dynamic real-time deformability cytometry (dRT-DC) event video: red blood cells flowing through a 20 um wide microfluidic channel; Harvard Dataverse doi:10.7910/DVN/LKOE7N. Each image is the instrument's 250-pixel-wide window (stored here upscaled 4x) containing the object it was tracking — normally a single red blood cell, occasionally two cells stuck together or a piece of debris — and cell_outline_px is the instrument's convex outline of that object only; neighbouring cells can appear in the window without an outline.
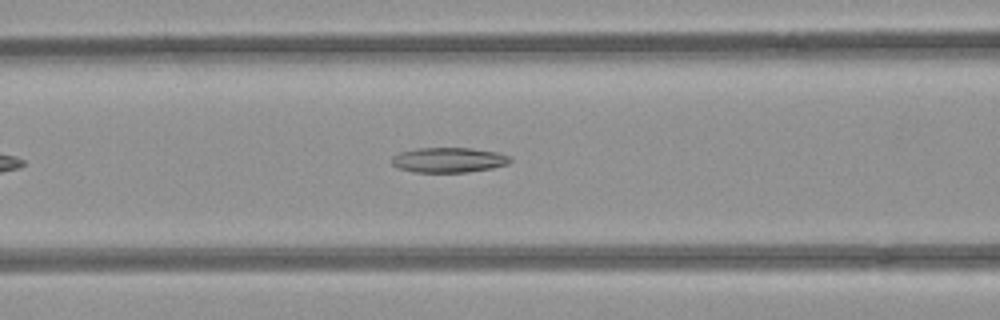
{"species": "common noctule bat (a hibernating species)", "species_latin": "Nyctalus noctula", "temperature_condition": "room temperature", "stored_images_in_passage": 42, "camera_frame_rate_fps": 3000, "um_per_image_px": 0.085, "animal": {"sex": "female", "body_mass_g": 21.9}, "frame": {"image": 1, "passage_image": 10, "time_ms": 3.0, "image_size_px": [1000, 320], "cell_outline_px": [[512, 160], [508, 164], [492, 168], [468, 172], [412, 172], [400, 168], [392, 164], [392, 156], [400, 152], [416, 148], [468, 148], [496, 152], [508, 156]], "centroid_in_image_um": [38.12, 13.6], "position_along_channel_um": 128.5, "area_um2": 17.17}}
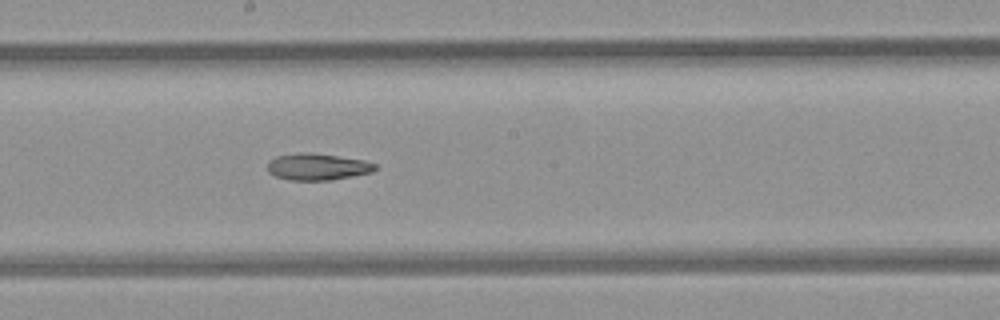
{"frame": {"image": 2, "passage_image": 17, "time_ms": 5.333, "image_size_px": [1000, 320], "cell_outline_px": [[376, 168], [372, 172], [332, 180], [288, 180], [276, 176], [268, 172], [268, 160], [276, 156], [336, 156], [364, 160], [376, 164]], "centroid_in_image_um": [27.02, 14.24], "position_along_channel_um": 221.2, "area_um2": 15.72}}
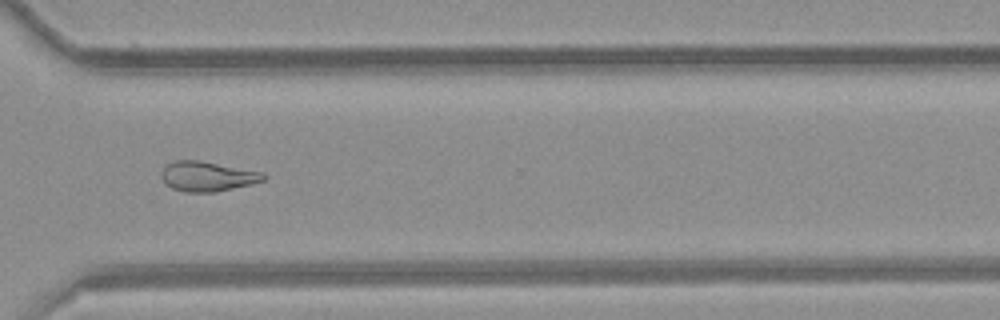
{"frame": {"image": 3, "passage_image": 27, "time_ms": 8.667, "image_size_px": [1000, 320], "cell_outline_px": [[268, 176], [264, 180], [252, 184], [212, 192], [184, 192], [172, 188], [160, 176], [160, 172], [172, 160], [200, 160], [264, 172]], "centroid_in_image_um": [17.65, 14.97], "position_along_channel_um": 353.0, "area_um2": 17.8}}